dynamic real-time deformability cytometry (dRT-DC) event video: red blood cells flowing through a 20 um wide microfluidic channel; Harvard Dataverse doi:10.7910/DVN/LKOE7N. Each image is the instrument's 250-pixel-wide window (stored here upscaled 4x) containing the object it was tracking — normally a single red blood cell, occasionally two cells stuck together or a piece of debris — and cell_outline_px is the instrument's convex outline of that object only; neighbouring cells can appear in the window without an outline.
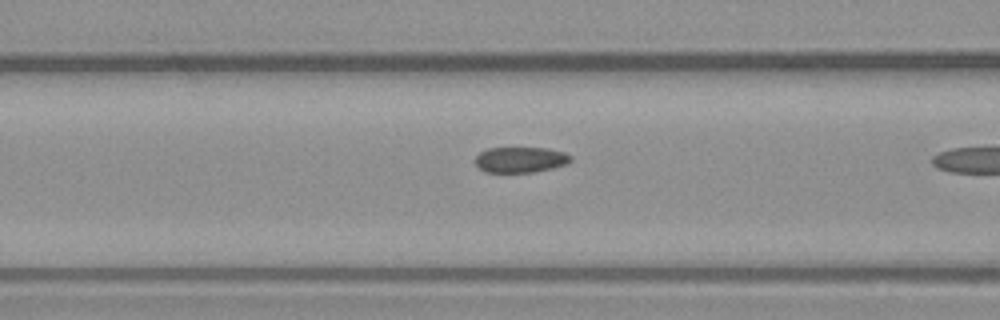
{"species": "common noctule bat (a hibernating species)", "species_latin": "Nyctalus noctula", "temperature_condition": "warm", "stored_images_in_passage": 36, "camera_frame_rate_fps": 3000, "um_per_image_px": 0.085, "animal": {"sex": "male", "body_mass_g": 23.1, "forearm_length_mm": 52.7}, "frame": {"image": 1, "passage_image": 15, "time_ms": 4.667, "image_size_px": [1000, 320], "cell_outline_px": [[572, 160], [568, 164], [552, 168], [532, 172], [484, 172], [476, 164], [476, 156], [480, 152], [488, 148], [548, 148], [564, 152], [572, 156]], "centroid_in_image_um": [44.27, 13.57], "position_along_channel_um": 122.3, "area_um2": 14.28}}
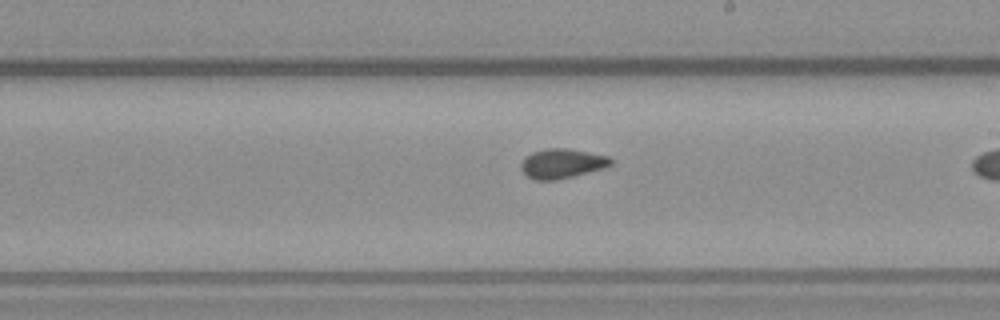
{"frame": {"image": 2, "passage_image": 24, "time_ms": 7.667, "image_size_px": [1000, 320], "cell_outline_px": [[612, 164], [604, 168], [556, 180], [532, 180], [520, 168], [520, 164], [524, 156], [532, 152], [544, 148], [568, 148], [608, 156], [612, 160]], "centroid_in_image_um": [47.73, 13.89], "position_along_channel_um": 241.3, "area_um2": 15.55}}
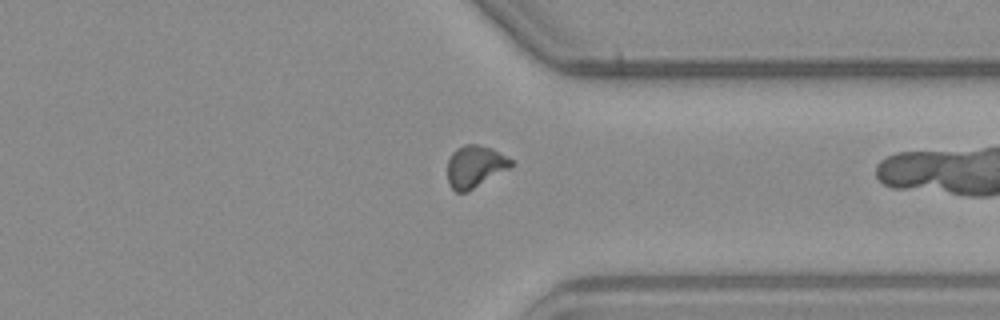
{"frame": {"image": 3, "passage_image": 34, "time_ms": 11.0, "image_size_px": [1000, 320], "cell_outline_px": [[512, 164], [508, 168], [468, 192], [456, 192], [448, 184], [448, 160], [452, 152], [456, 148], [464, 144], [476, 144], [492, 148], [512, 160]], "centroid_in_image_um": [40.33, 14.15], "position_along_channel_um": 371.1, "area_um2": 15.43}}